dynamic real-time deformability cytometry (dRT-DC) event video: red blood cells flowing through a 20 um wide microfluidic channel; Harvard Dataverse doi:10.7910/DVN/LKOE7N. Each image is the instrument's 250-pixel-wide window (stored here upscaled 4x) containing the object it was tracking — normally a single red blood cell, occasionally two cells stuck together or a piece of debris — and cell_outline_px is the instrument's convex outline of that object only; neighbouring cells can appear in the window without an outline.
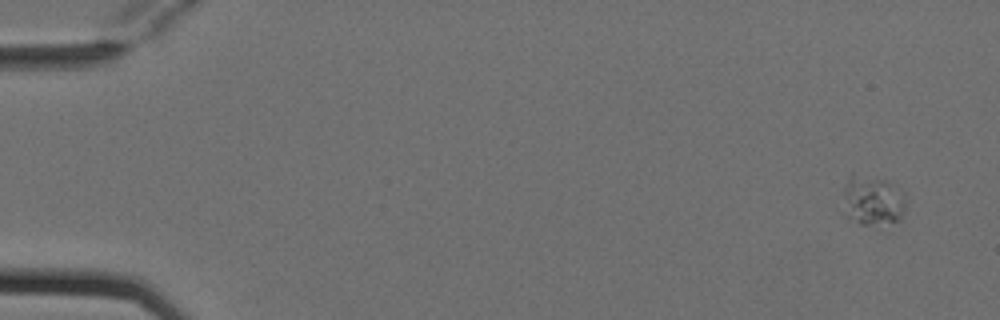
{"species": "Egyptian fruit bat (a non-hibernating species)", "species_latin": "Rousettus aegyptiacus", "temperature_condition": "cold", "stored_images_in_passage": 5, "camera_frame_rate_fps": 3000, "um_per_image_px": 0.085, "animal": {"sex": "female"}, "frame": {"image": 1, "passage_image": 1, "time_ms": 0.0, "image_size_px": [1000, 320], "cell_outline_px": [[904, 208], [900, 220], [868, 224], [860, 224], [848, 216], [844, 196], [844, 188], [848, 176], [852, 172], [884, 180], [904, 196]], "centroid_in_image_um": [74.13, 17.0], "position_along_channel_um": 10.9, "area_um2": 17.34}}
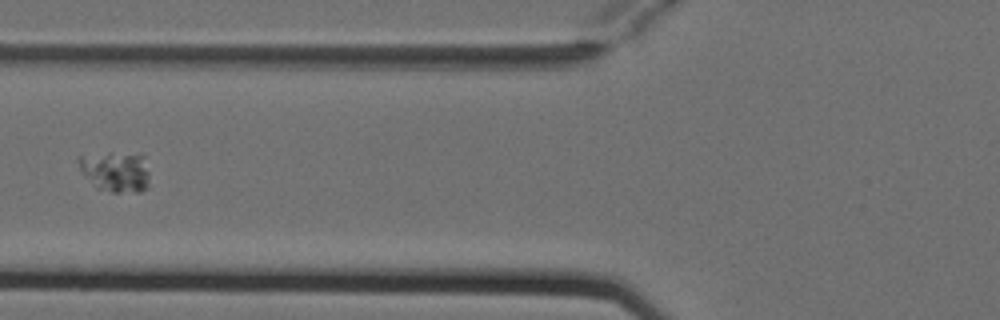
{"frame": {"image": 2, "passage_image": 5, "time_ms": 1.333, "image_size_px": [1000, 320], "cell_outline_px": [[148, 184], [140, 192], [112, 192], [96, 188], [80, 168], [76, 160], [76, 156], [108, 152], [140, 152], [144, 156], [148, 172]], "centroid_in_image_um": [9.83, 14.53], "position_along_channel_um": 116.0, "area_um2": 17.05}}